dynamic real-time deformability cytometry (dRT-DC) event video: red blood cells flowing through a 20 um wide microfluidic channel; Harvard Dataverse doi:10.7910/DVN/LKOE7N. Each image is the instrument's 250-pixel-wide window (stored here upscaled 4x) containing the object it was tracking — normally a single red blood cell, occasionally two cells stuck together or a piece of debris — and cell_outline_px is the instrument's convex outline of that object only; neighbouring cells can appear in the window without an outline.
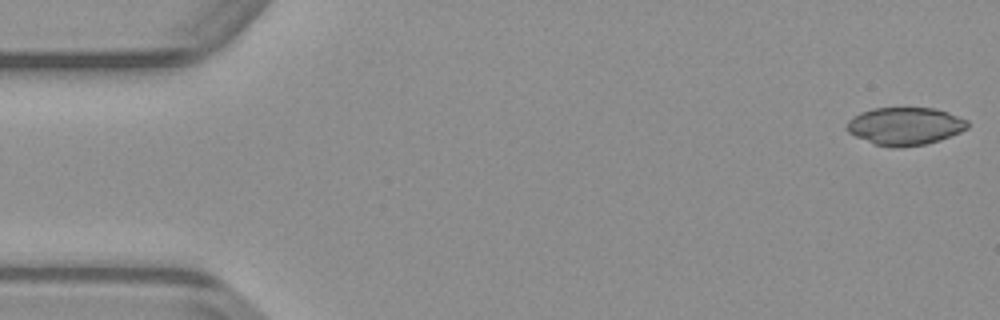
{"species": "common noctule bat (a hibernating species)", "species_latin": "Nyctalus noctula", "temperature_condition": "warm", "stored_images_in_passage": 48, "camera_frame_rate_fps": 3000, "um_per_image_px": 0.085, "animal": {"sex": "male", "body_mass_g": 23.1, "forearm_length_mm": 52.7}, "frame": {"image": 1, "passage_image": 1, "time_ms": 0.0, "image_size_px": [1000, 320], "cell_outline_px": [[968, 128], [960, 132], [940, 140], [924, 144], [896, 148], [892, 148], [876, 144], [856, 136], [848, 132], [848, 120], [860, 112], [872, 108], [932, 108], [948, 112], [968, 120]], "centroid_in_image_um": [76.94, 10.72], "position_along_channel_um": 8.1, "area_um2": 26.36}}
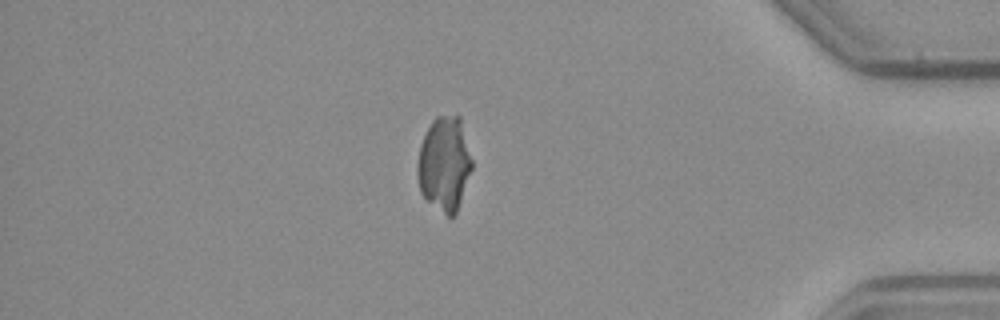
{"frame": {"image": 2, "passage_image": 41, "time_ms": 13.333, "image_size_px": [1000, 320], "cell_outline_px": [[472, 168], [456, 212], [452, 216], [448, 216], [428, 200], [420, 192], [416, 168], [416, 164], [420, 144], [432, 120], [436, 116], [460, 116], [472, 160]], "centroid_in_image_um": [37.75, 13.89], "position_along_channel_um": 397.4, "area_um2": 29.59}}
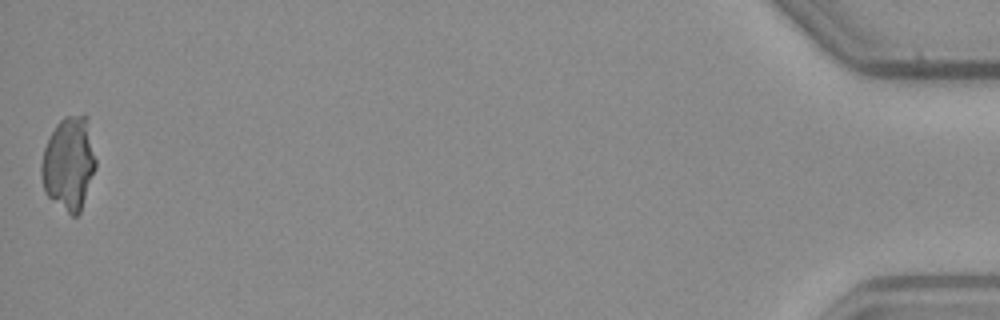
{"frame": {"image": 3, "passage_image": 48, "time_ms": 15.667, "image_size_px": [1000, 320], "cell_outline_px": [[96, 168], [80, 212], [76, 216], [72, 216], [52, 200], [44, 192], [40, 176], [40, 164], [44, 148], [56, 124], [64, 116], [84, 112], [88, 116], [96, 160]], "centroid_in_image_um": [5.86, 13.85], "position_along_channel_um": 429.3, "area_um2": 30.11}}